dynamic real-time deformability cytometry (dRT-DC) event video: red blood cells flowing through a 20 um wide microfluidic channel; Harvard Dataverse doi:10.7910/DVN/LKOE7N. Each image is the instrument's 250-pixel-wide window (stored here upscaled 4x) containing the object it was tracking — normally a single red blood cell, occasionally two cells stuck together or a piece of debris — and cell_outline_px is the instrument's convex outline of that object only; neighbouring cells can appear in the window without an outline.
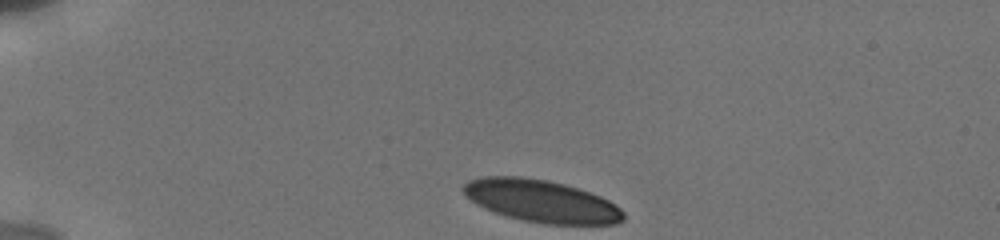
{"species": "human", "species_latin": "Homo sapiens", "temperature_condition": "cold", "stored_images_in_passage": 42, "camera_frame_rate_fps": 3000, "um_per_image_px": 0.085, "donor": {"sex": "male"}, "frame": {"image": 1, "passage_image": 1, "time_ms": 0.0, "image_size_px": [1000, 240], "cell_outline_px": [[624, 220], [616, 224], [544, 224], [524, 220], [508, 216], [484, 208], [476, 204], [464, 192], [464, 184], [468, 180], [484, 176], [520, 176], [548, 180], [564, 184], [600, 196], [616, 204], [624, 212]], "centroid_in_image_um": [46.04, 17.09], "position_along_channel_um": 39.0, "area_um2": 39.25}}
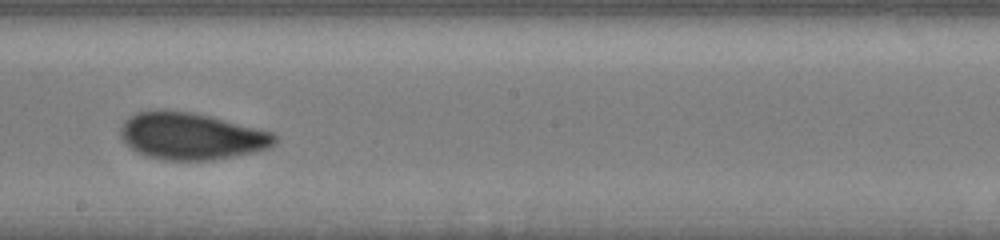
{"frame": {"image": 2, "passage_image": 24, "time_ms": 6.667, "image_size_px": [1000, 240], "cell_outline_px": [[276, 144], [268, 148], [252, 152], [212, 160], [164, 160], [148, 156], [132, 148], [120, 136], [120, 128], [124, 120], [128, 116], [136, 112], [192, 112], [212, 116], [272, 132], [276, 136]], "centroid_in_image_um": [16.28, 11.58], "position_along_channel_um": 231.9, "area_um2": 41.5}}
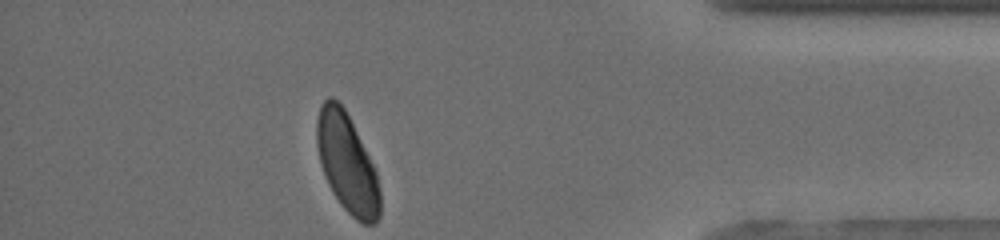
{"frame": {"image": 3, "passage_image": 42, "time_ms": 12.0, "image_size_px": [1000, 240], "cell_outline_px": [[380, 216], [376, 224], [364, 224], [356, 220], [340, 204], [332, 192], [328, 184], [320, 164], [316, 144], [316, 120], [320, 104], [328, 96], [332, 96], [344, 108], [376, 168], [380, 192]], "centroid_in_image_um": [29.5, 13.88], "position_along_channel_um": 405.7, "area_um2": 36.76}, "authors_computed_cell_mechanics": {"area_um2": 41.3559, "velocity_mm_per_s": 3.8076, "shape_relaxation_time_tau1_ms": 4.0384, "shape_relaxation_time_tau2_ms": 0.9001, "deformation_change_tau1": 0.127, "deformation_change_tau2": 0.0479}}